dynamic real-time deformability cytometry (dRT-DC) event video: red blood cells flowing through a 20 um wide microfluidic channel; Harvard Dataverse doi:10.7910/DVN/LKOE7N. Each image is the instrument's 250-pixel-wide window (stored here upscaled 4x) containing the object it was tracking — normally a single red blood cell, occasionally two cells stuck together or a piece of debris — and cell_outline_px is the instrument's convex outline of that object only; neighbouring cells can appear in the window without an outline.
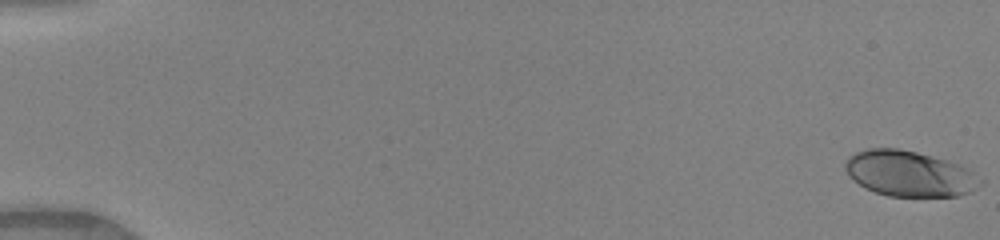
{"species": "human", "species_latin": "Homo sapiens", "temperature_condition": "warm", "stored_images_in_passage": 50, "camera_frame_rate_fps": 3000, "um_per_image_px": 0.085, "donor": {"sex": "female"}, "frame": {"image": 1, "passage_image": 1, "time_ms": 0.0, "image_size_px": [1000, 240], "cell_outline_px": [[984, 184], [972, 192], [960, 196], [888, 196], [864, 188], [852, 180], [848, 176], [844, 168], [844, 164], [848, 156], [856, 152], [868, 148], [900, 148], [916, 152], [960, 164], [968, 168], [984, 180]], "centroid_in_image_um": [77.31, 14.76], "position_along_channel_um": 7.7, "area_um2": 36.41}}
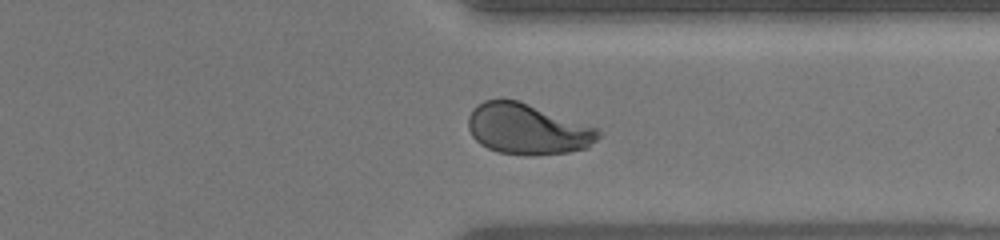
{"frame": {"image": 2, "passage_image": 40, "time_ms": 13.0, "image_size_px": [1000, 240], "cell_outline_px": [[600, 136], [588, 148], [568, 152], [532, 156], [528, 156], [500, 152], [488, 148], [480, 144], [472, 136], [468, 128], [468, 116], [472, 108], [476, 104], [484, 100], [520, 100], [600, 128]], "centroid_in_image_um": [44.86, 10.97], "position_along_channel_um": 366.5, "area_um2": 38.96}}
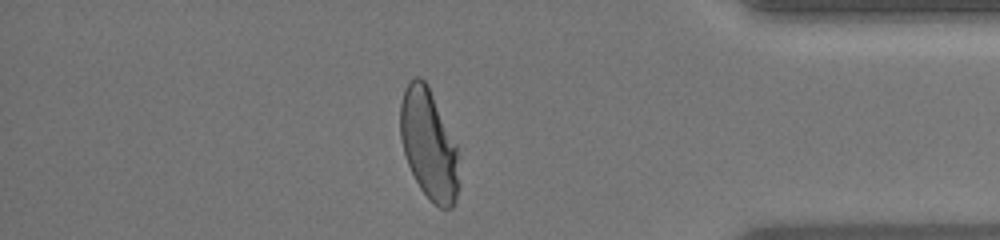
{"frame": {"image": 3, "passage_image": 44, "time_ms": 14.333, "image_size_px": [1000, 240], "cell_outline_px": [[460, 184], [456, 200], [452, 208], [440, 208], [420, 188], [408, 164], [404, 152], [400, 136], [400, 104], [404, 88], [416, 76], [420, 76], [428, 84], [456, 144]], "centroid_in_image_um": [36.46, 12.26], "position_along_channel_um": 398.7, "area_um2": 37.57}, "authors_computed_cell_mechanics": {"area_um2": 37.6856, "velocity_mm_per_s": 4.1122, "shape_relaxation_time_tau1_ms": 3.4524, "shape_relaxation_time_tau2_ms": null, "deformation_change_tau1": 0.1826, "deformation_change_tau2": null}}